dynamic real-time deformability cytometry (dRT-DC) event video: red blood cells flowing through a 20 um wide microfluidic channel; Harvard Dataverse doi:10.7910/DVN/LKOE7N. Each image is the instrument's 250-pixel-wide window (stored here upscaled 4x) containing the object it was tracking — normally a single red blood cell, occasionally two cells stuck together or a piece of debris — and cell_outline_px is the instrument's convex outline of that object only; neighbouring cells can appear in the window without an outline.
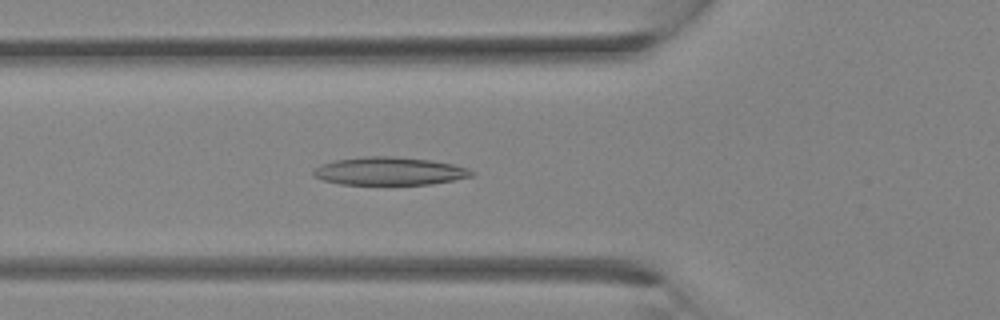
{"species": "Egyptian fruit bat (a non-hibernating species)", "species_latin": "Rousettus aegyptiacus", "temperature_condition": "room temperature", "stored_images_in_passage": 26, "camera_frame_rate_fps": 3000, "um_per_image_px": 0.085, "animal": {"sex": "female"}, "frame": {"image": 1, "passage_image": 9, "time_ms": 2.667, "image_size_px": [1000, 320], "cell_outline_px": [[476, 172], [472, 176], [432, 184], [340, 184], [324, 180], [312, 176], [312, 172], [320, 164], [336, 160], [364, 156], [392, 156], [432, 160], [452, 164], [468, 168]], "centroid_in_image_um": [33.1, 14.54], "position_along_channel_um": 92.7, "area_um2": 25.78}}
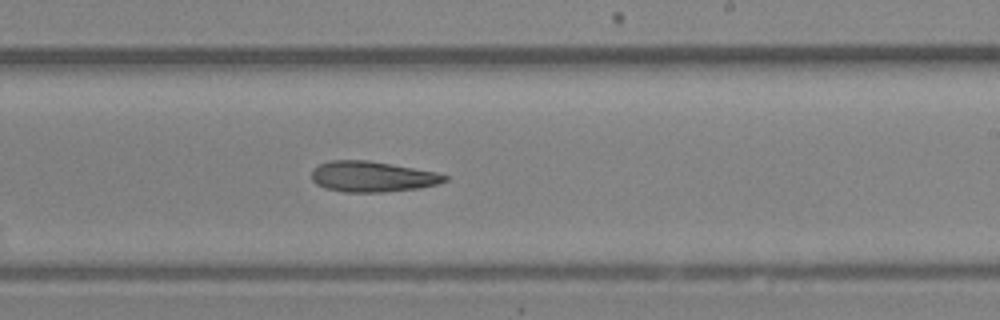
{"frame": {"image": 2, "passage_image": 17, "time_ms": 5.333, "image_size_px": [1000, 320], "cell_outline_px": [[448, 180], [440, 184], [420, 188], [380, 192], [344, 192], [324, 188], [316, 184], [312, 180], [312, 168], [328, 160], [368, 160], [436, 172], [448, 176]], "centroid_in_image_um": [31.63, 15.01], "position_along_channel_um": 257.4, "area_um2": 23.87}}
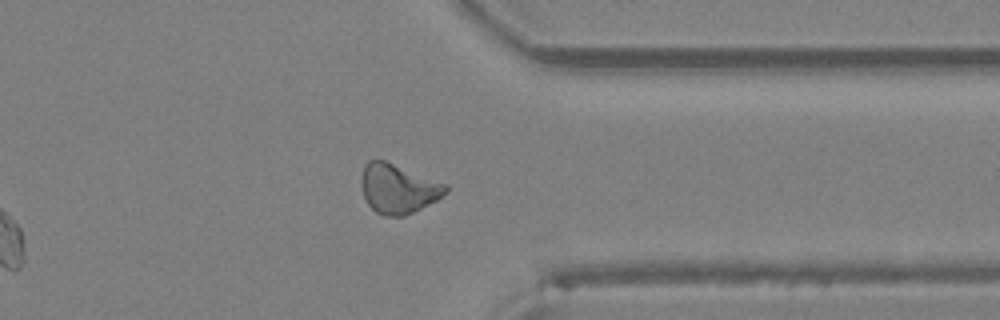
{"frame": {"image": 3, "passage_image": 23, "time_ms": 7.333, "image_size_px": [1000, 320], "cell_outline_px": [[448, 192], [436, 200], [404, 216], [384, 216], [376, 212], [368, 204], [364, 196], [360, 184], [360, 180], [364, 164], [368, 160], [384, 160], [448, 184]], "centroid_in_image_um": [33.82, 16.02], "position_along_channel_um": 377.6, "area_um2": 24.28}}